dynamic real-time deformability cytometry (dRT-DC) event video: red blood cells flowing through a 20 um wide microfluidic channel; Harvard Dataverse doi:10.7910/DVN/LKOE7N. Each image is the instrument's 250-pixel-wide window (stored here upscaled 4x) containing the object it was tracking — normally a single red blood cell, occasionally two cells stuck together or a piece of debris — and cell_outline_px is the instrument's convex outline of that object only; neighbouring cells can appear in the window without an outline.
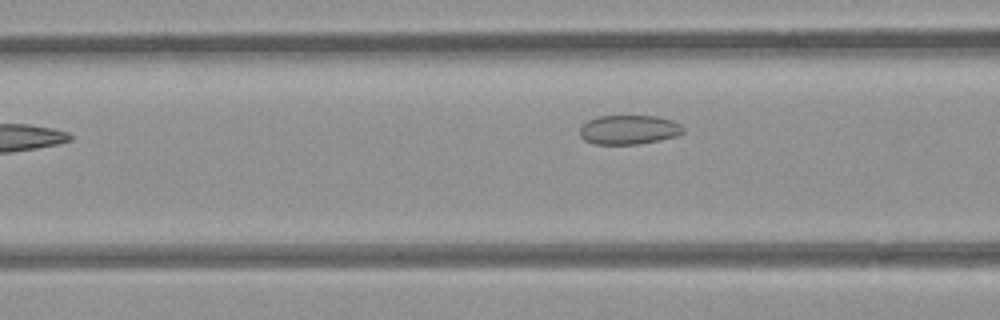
{"species": "common noctule bat (a hibernating species)", "species_latin": "Nyctalus noctula", "temperature_condition": "room temperature", "stored_images_in_passage": 5, "camera_frame_rate_fps": 3000, "um_per_image_px": 0.085, "animal": {"sex": "female", "body_mass_g": 21.9}, "frame": {"image": 1, "passage_image": 4, "time_ms": 3.333, "image_size_px": [1000, 320], "cell_outline_px": [[684, 132], [676, 136], [660, 140], [636, 144], [592, 144], [584, 140], [580, 136], [580, 128], [588, 120], [600, 116], [656, 116], [672, 120], [680, 124], [684, 128]], "centroid_in_image_um": [53.46, 11.03], "position_along_channel_um": 113.1, "area_um2": 17.63}}
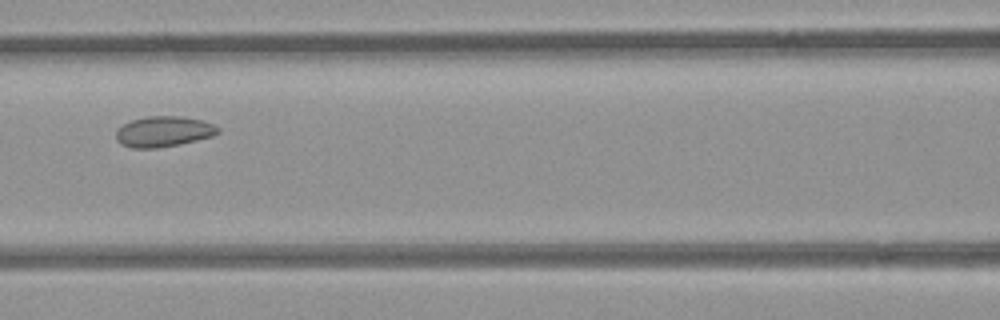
{"frame": {"image": 2, "passage_image": 5, "time_ms": 4.333, "image_size_px": [1000, 320], "cell_outline_px": [[220, 132], [212, 136], [196, 140], [156, 148], [132, 148], [120, 144], [116, 140], [116, 132], [124, 124], [132, 120], [148, 116], [180, 116], [200, 120], [212, 124], [220, 128]], "centroid_in_image_um": [13.89, 11.18], "position_along_channel_um": 152.7, "area_um2": 17.92}}